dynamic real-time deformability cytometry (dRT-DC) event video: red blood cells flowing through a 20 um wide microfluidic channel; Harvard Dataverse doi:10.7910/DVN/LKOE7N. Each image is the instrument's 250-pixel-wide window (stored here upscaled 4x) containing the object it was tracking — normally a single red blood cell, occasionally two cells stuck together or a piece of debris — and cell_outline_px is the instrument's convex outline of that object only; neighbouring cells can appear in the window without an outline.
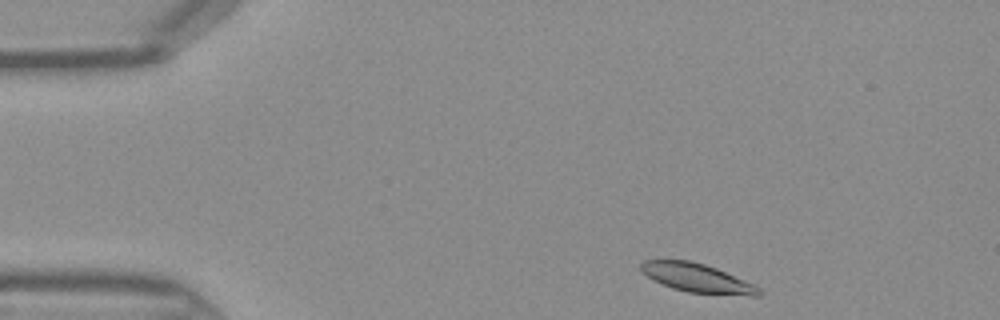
{"species": "Egyptian fruit bat (a non-hibernating species)", "species_latin": "Rousettus aegyptiacus", "temperature_condition": "warm", "stored_images_in_passage": 8, "camera_frame_rate_fps": 3000, "um_per_image_px": 0.085, "frame": {"image": 1, "passage_image": 1, "time_ms": 0.0, "image_size_px": [1000, 320], "cell_outline_px": [[764, 292], [760, 296], [752, 296], [688, 292], [672, 288], [652, 280], [640, 268], [640, 264], [644, 260], [688, 260], [704, 264], [716, 268], [756, 284]], "centroid_in_image_um": [59.32, 23.64], "position_along_channel_um": 25.7, "area_um2": 19.88}}